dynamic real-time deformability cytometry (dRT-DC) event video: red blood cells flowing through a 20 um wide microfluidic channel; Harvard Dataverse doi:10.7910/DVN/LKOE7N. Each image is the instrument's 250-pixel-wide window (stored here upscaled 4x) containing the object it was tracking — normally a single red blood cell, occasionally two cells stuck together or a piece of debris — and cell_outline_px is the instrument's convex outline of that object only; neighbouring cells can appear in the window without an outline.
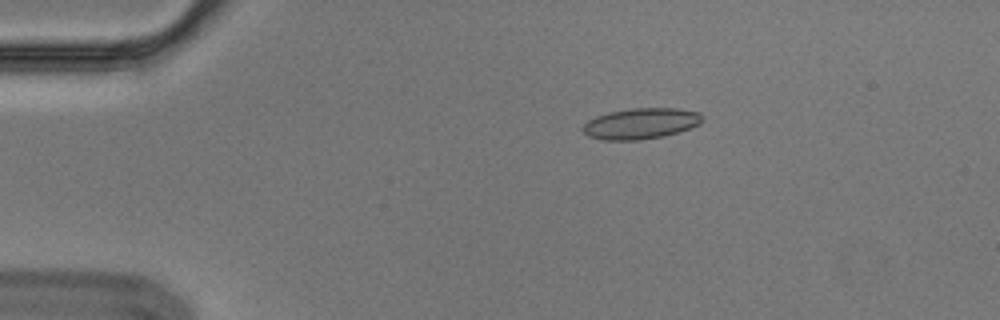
{"species": "Egyptian fruit bat (a non-hibernating species)", "species_latin": "Rousettus aegyptiacus", "temperature_condition": "cold", "stored_images_in_passage": 6, "camera_frame_rate_fps": 3000, "um_per_image_px": 0.085, "animal": {"sex": "male"}, "frame": {"image": 1, "passage_image": 3, "time_ms": 0.667, "image_size_px": [1000, 320], "cell_outline_px": [[700, 124], [664, 136], [640, 140], [600, 140], [588, 136], [580, 128], [588, 120], [596, 116], [608, 112], [632, 108], [676, 108], [700, 112]], "centroid_in_image_um": [54.4, 10.5], "position_along_channel_um": 30.6, "area_um2": 21.44}}
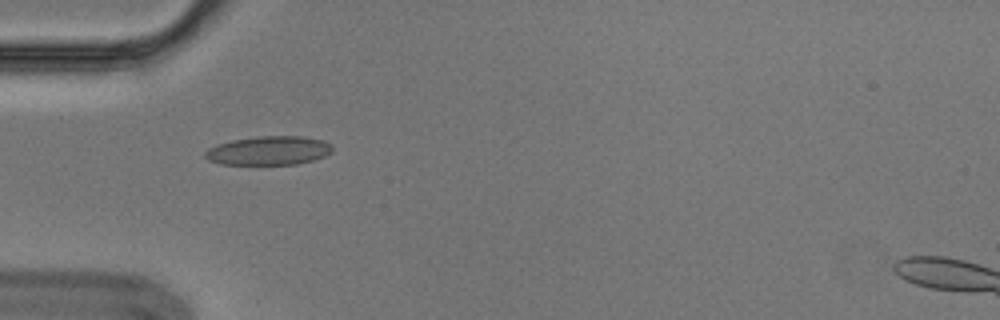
{"frame": {"image": 2, "passage_image": 5, "time_ms": 1.333, "image_size_px": [1000, 320], "cell_outline_px": [[332, 152], [324, 156], [312, 160], [296, 164], [220, 164], [208, 160], [204, 156], [204, 152], [208, 148], [216, 144], [232, 140], [256, 136], [304, 136], [324, 140], [332, 144]], "centroid_in_image_um": [22.83, 12.79], "position_along_channel_um": 62.2, "area_um2": 21.56}}